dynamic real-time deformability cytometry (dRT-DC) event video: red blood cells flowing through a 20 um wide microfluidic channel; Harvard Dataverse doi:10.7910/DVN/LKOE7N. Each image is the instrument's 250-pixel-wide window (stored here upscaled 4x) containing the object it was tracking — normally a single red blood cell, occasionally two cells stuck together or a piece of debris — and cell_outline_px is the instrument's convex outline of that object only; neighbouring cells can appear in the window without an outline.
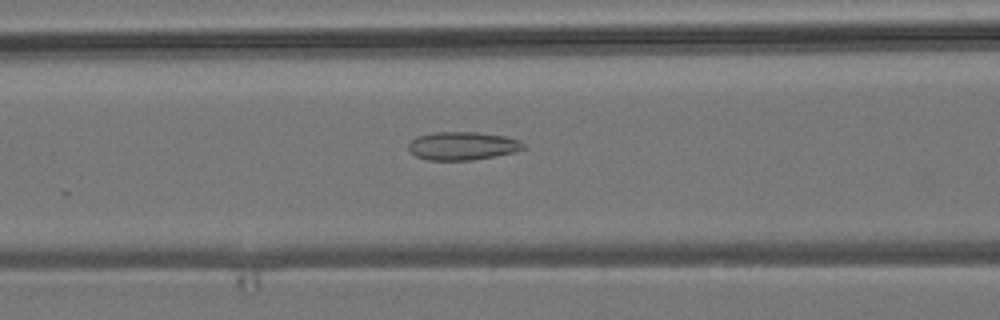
{"species": "common noctule bat (a hibernating species)", "species_latin": "Nyctalus noctula", "temperature_condition": "room temperature", "stored_images_in_passage": 26, "camera_frame_rate_fps": 3000, "um_per_image_px": 0.085, "animal": {"sex": "male", "body_mass_g": 19.2, "forearm_length_mm": 51.8}, "frame": {"image": 1, "passage_image": 22, "time_ms": 7.0, "image_size_px": [1000, 320], "cell_outline_px": [[528, 148], [516, 152], [496, 156], [472, 160], [428, 160], [416, 156], [408, 148], [408, 144], [416, 136], [436, 132], [476, 132], [504, 136], [520, 140], [528, 144]], "centroid_in_image_um": [39.39, 12.4], "position_along_channel_um": 127.2, "area_um2": 19.13}}
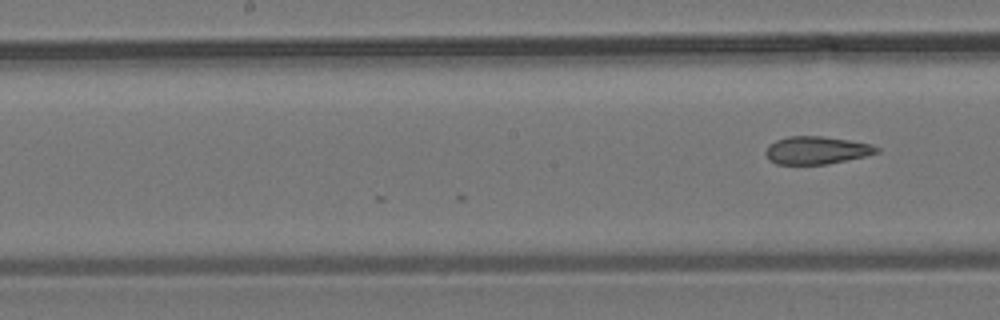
{"frame": {"image": 2, "passage_image": 26, "time_ms": 8.333, "image_size_px": [1000, 320], "cell_outline_px": [[880, 152], [864, 156], [824, 164], [776, 164], [768, 160], [764, 152], [768, 144], [776, 140], [788, 136], [824, 136], [872, 144], [880, 148]], "centroid_in_image_um": [69.36, 12.76], "position_along_channel_um": 178.8, "area_um2": 17.98}}